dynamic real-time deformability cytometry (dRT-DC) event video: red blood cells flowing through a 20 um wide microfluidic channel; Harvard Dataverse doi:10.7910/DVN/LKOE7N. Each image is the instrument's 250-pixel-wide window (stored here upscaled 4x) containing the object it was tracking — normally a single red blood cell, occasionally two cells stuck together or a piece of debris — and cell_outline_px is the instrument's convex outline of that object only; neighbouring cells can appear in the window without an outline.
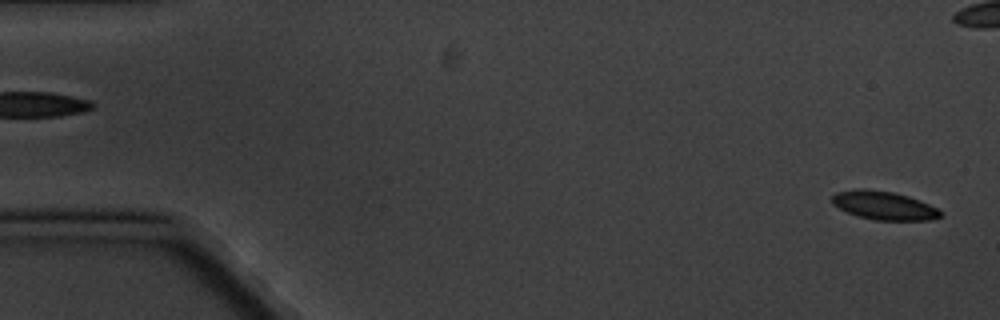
{"species": "common noctule bat (a hibernating species)", "species_latin": "Nyctalus noctula", "temperature_condition": "cold", "stored_images_in_passage": 3, "segment_of_instrument_passage": [2, 2], "camera_frame_rate_fps": 3000, "um_per_image_px": 0.085, "animal": {"sex": "male", "body_mass_g": 20.1, "forearm_length_mm": 53.5}, "frame": {"image": 1, "passage_image": 3, "time_ms": 2.333, "image_size_px": [1000, 320], "cell_outline_px": [[940, 216], [928, 220], [876, 220], [860, 216], [848, 212], [832, 204], [832, 196], [836, 192], [856, 188], [864, 188], [892, 192], [908, 196], [920, 200], [936, 208], [940, 212]], "centroid_in_image_um": [75.09, 17.45], "position_along_channel_um": 9.9, "area_um2": 17.74}}